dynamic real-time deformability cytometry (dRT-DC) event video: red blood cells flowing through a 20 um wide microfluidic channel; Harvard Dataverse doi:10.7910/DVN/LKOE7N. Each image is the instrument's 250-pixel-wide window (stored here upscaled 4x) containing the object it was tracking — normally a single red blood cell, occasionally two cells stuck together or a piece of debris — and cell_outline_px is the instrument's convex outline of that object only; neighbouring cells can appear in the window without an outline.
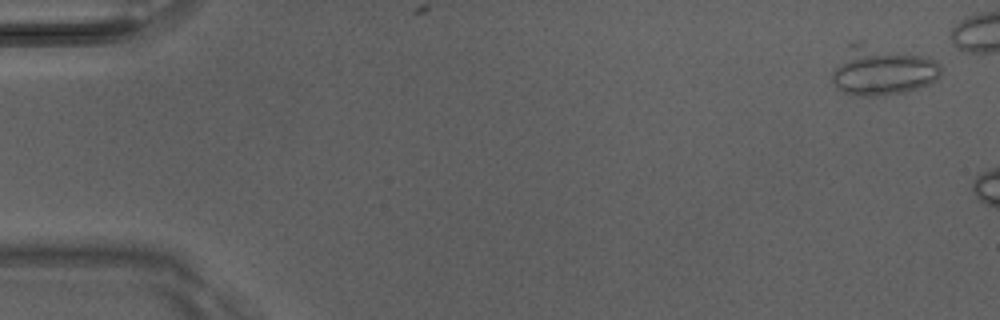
{"species": "Egyptian fruit bat (a non-hibernating species)", "species_latin": "Rousettus aegyptiacus", "temperature_condition": "room temperature", "stored_images_in_passage": 2, "camera_frame_rate_fps": 3000, "um_per_image_px": 0.085, "animal": {"sex": "male"}, "frame": {"image": 1, "passage_image": 1, "time_ms": 0.0, "image_size_px": [1000, 320], "cell_outline_px": [[940, 76], [936, 80], [928, 84], [904, 92], [876, 96], [852, 96], [836, 88], [832, 80], [832, 72], [848, 44], [856, 40], [864, 40], [924, 56], [936, 60], [940, 64]], "centroid_in_image_um": [74.95, 5.96], "position_along_channel_um": 10.0, "area_um2": 31.91}}